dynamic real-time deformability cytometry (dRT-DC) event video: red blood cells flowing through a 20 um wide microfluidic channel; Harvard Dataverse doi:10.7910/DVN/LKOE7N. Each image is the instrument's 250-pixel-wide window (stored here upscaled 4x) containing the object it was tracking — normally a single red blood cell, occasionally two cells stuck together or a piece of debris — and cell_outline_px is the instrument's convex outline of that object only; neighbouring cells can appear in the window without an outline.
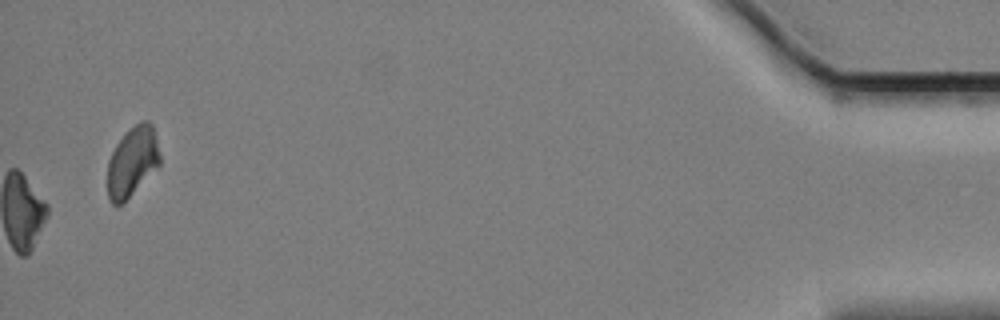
{"species": "Egyptian fruit bat (a non-hibernating species)", "species_latin": "Rousettus aegyptiacus", "temperature_condition": "cold", "stored_images_in_passage": 50, "camera_frame_rate_fps": 3000, "um_per_image_px": 0.085, "animal": {"sex": "female"}, "frame": {"image": 1, "passage_image": 50, "time_ms": 16.333, "image_size_px": [1000, 320], "cell_outline_px": [[160, 164], [120, 204], [112, 204], [108, 196], [108, 160], [116, 144], [140, 120], [148, 120], [152, 124], [160, 156]], "centroid_in_image_um": [11.24, 13.71], "position_along_channel_um": 424.0, "area_um2": 20.52}, "authors_computed_cell_mechanics": {"area_um2": 21.5594, "velocity_mm_per_s": 3.3956, "shape_relaxation_time_tau1_ms": 5.6908, "shape_relaxation_time_tau2_ms": null, "deformation_change_tau1": 0.1434, "deformation_change_tau2": null}}